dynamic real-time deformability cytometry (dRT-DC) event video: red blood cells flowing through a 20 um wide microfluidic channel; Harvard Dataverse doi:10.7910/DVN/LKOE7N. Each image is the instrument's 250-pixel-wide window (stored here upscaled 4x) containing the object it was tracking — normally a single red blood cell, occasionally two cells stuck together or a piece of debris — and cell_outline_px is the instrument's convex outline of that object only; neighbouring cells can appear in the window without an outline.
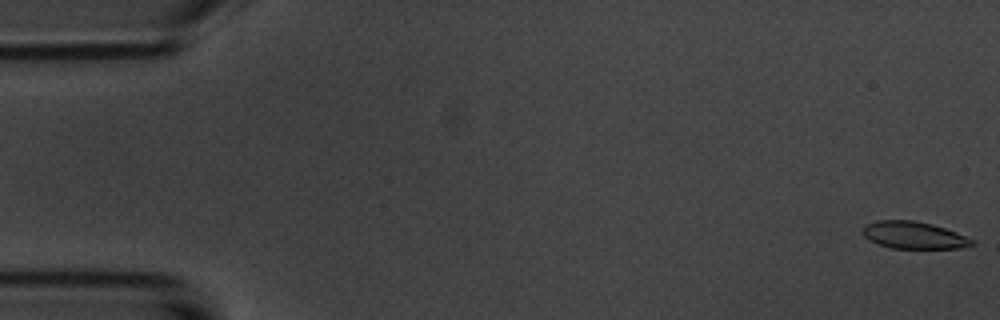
{"species": "common noctule bat (a hibernating species)", "species_latin": "Nyctalus noctula", "temperature_condition": "room temperature", "stored_images_in_passage": 9, "camera_frame_rate_fps": 3000, "um_per_image_px": 0.085, "animal": {"sex": "male", "body_mass_g": 20.1, "forearm_length_mm": 53.5}, "frame": {"image": 1, "passage_image": 1, "time_ms": 0.0, "image_size_px": [1000, 320], "cell_outline_px": [[976, 244], [960, 248], [892, 248], [868, 240], [860, 232], [860, 228], [864, 224], [876, 220], [912, 220], [932, 224], [956, 232], [976, 240]], "centroid_in_image_um": [77.64, 19.98], "position_along_channel_um": 7.4, "area_um2": 17.51}}
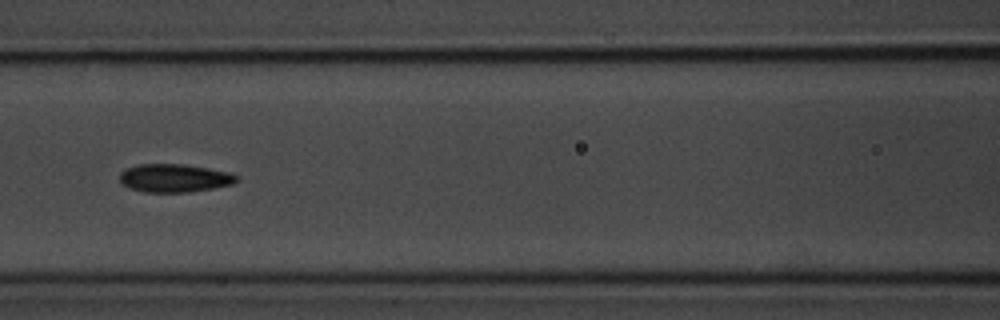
{"frame": {"image": 2, "passage_image": 7, "time_ms": 7.667, "image_size_px": [1000, 320], "cell_outline_px": [[236, 180], [232, 184], [212, 188], [188, 192], [144, 192], [128, 188], [120, 180], [120, 172], [128, 168], [140, 164], [184, 164], [208, 168], [228, 172], [236, 176]], "centroid_in_image_um": [14.79, 15.14], "position_along_channel_um": 151.8, "area_um2": 18.96}}
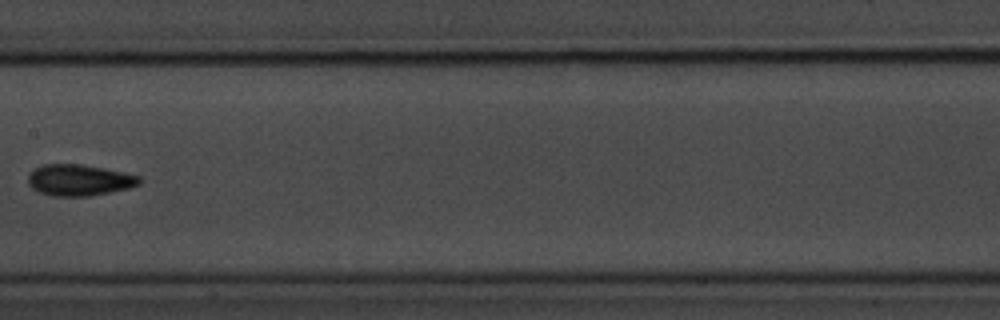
{"frame": {"image": 3, "passage_image": 8, "time_ms": 9.0, "image_size_px": [1000, 320], "cell_outline_px": [[140, 184], [128, 188], [92, 196], [52, 196], [40, 192], [32, 188], [28, 184], [28, 176], [40, 164], [84, 164], [124, 172], [140, 176]], "centroid_in_image_um": [6.73, 15.3], "position_along_channel_um": 200.7, "area_um2": 20.35}}